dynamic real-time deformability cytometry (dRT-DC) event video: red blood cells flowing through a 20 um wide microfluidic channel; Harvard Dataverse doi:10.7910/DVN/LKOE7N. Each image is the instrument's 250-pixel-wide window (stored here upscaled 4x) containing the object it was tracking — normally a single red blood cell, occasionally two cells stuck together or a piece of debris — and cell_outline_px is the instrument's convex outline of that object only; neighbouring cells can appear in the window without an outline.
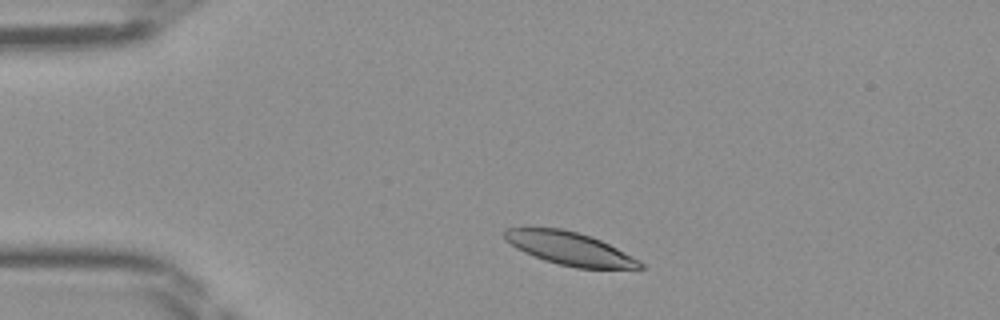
{"species": "Egyptian fruit bat (a non-hibernating species)", "species_latin": "Rousettus aegyptiacus", "temperature_condition": "room temperature", "stored_images_in_passage": 41, "camera_frame_rate_fps": 3000, "um_per_image_px": 0.085, "frame": {"image": 1, "passage_image": 4, "time_ms": 1.0, "image_size_px": [1000, 320], "cell_outline_px": [[644, 268], [576, 268], [544, 260], [524, 252], [516, 248], [504, 240], [504, 228], [560, 228], [576, 232], [600, 240], [640, 260], [644, 264]], "centroid_in_image_um": [48.39, 21.13], "position_along_channel_um": 36.6, "area_um2": 25.72}}
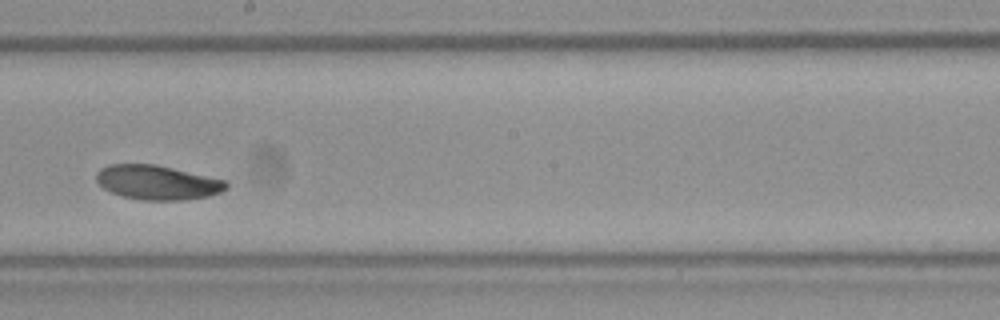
{"frame": {"image": 2, "passage_image": 21, "time_ms": 6.667, "image_size_px": [1000, 320], "cell_outline_px": [[228, 188], [220, 192], [208, 196], [180, 200], [140, 200], [124, 196], [112, 192], [104, 188], [96, 180], [96, 172], [100, 168], [108, 164], [156, 164], [224, 180], [228, 184]], "centroid_in_image_um": [13.35, 15.5], "position_along_channel_um": 234.9, "area_um2": 25.84}}
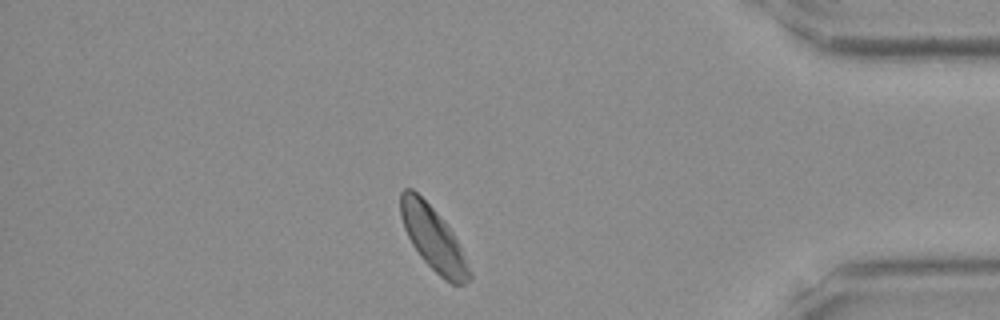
{"frame": {"image": 3, "passage_image": 35, "time_ms": 11.333, "image_size_px": [1000, 320], "cell_outline_px": [[472, 276], [464, 284], [452, 284], [444, 280], [420, 256], [412, 244], [404, 228], [400, 216], [400, 192], [404, 188], [412, 188], [444, 220], [452, 232], [472, 272]], "centroid_in_image_um": [36.8, 20.27], "position_along_channel_um": 398.4, "area_um2": 25.09}}